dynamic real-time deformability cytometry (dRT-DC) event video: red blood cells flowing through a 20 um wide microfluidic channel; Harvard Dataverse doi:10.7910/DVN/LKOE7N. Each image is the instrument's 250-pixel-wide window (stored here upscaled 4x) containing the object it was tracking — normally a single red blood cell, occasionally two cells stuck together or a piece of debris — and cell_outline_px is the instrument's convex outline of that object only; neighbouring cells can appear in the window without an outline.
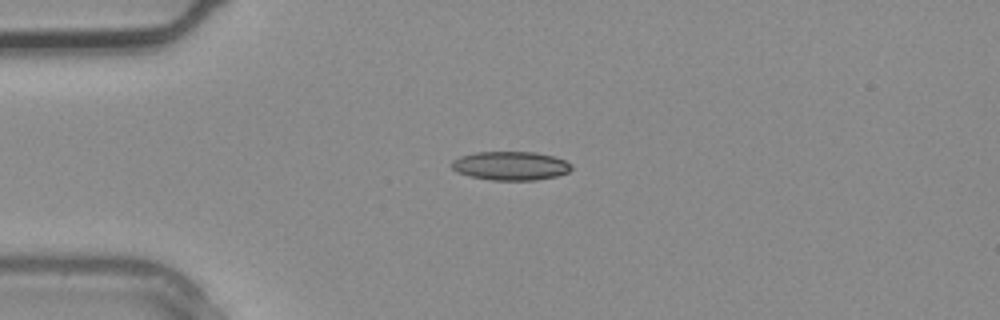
{"species": "common noctule bat (a hibernating species)", "species_latin": "Nyctalus noctula", "temperature_condition": "warm", "stored_images_in_passage": 2, "camera_frame_rate_fps": 3000, "um_per_image_px": 0.085, "animal": {"sex": "male", "body_mass_g": 20.4}, "frame": {"image": 1, "passage_image": 2, "time_ms": 0.333, "image_size_px": [1000, 320], "cell_outline_px": [[572, 168], [568, 172], [556, 176], [536, 180], [492, 180], [468, 176], [456, 172], [452, 168], [452, 160], [460, 156], [476, 152], [532, 152], [552, 156], [564, 160], [572, 164]], "centroid_in_image_um": [43.37, 14.1], "position_along_channel_um": 41.6, "area_um2": 20.06}}